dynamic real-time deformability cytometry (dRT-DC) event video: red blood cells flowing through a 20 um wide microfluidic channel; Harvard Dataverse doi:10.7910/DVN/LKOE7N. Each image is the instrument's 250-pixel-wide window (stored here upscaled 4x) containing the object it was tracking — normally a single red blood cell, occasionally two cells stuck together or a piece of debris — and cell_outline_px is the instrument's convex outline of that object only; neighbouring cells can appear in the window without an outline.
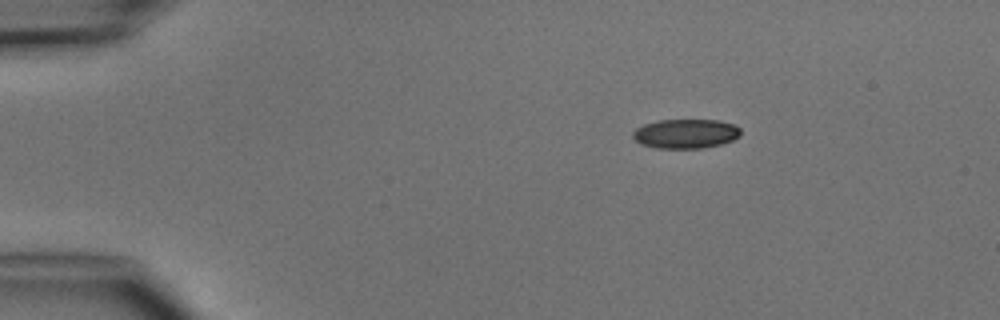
{"species": "common noctule bat (a hibernating species)", "species_latin": "Nyctalus noctula", "temperature_condition": "cold", "stored_images_in_passage": 3, "camera_frame_rate_fps": 3000, "um_per_image_px": 0.085, "animal": {"sex": "male", "body_mass_g": 15.6}, "frame": {"image": 1, "passage_image": 1, "time_ms": 0.0, "image_size_px": [1000, 320], "cell_outline_px": [[740, 136], [732, 140], [720, 144], [704, 148], [656, 148], [644, 144], [636, 140], [632, 136], [632, 132], [636, 128], [644, 124], [660, 120], [720, 120], [736, 124], [740, 128]], "centroid_in_image_um": [58.32, 11.35], "position_along_channel_um": 26.7, "area_um2": 18.44}}
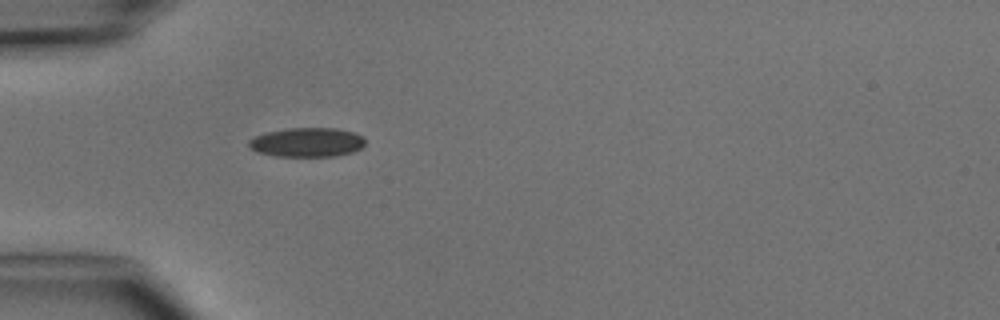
{"frame": {"image": 2, "passage_image": 3, "time_ms": 2.333, "image_size_px": [1000, 320], "cell_outline_px": [[364, 144], [360, 148], [352, 152], [336, 156], [276, 156], [256, 152], [248, 148], [248, 140], [256, 136], [268, 132], [288, 128], [336, 128], [352, 132], [364, 136]], "centroid_in_image_um": [26.07, 12.1], "position_along_channel_um": 58.9, "area_um2": 19.83}}